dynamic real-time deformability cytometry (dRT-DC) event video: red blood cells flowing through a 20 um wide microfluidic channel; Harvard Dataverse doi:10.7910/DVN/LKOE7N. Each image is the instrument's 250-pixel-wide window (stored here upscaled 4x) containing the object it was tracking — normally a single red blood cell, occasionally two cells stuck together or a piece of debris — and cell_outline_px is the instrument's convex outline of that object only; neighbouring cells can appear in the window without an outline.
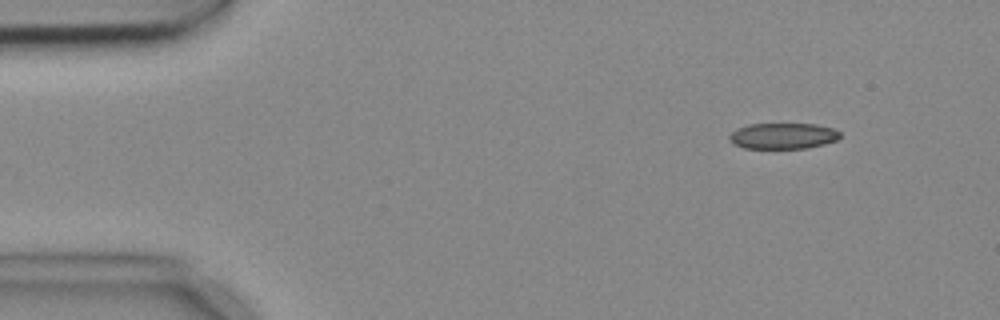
{"species": "common noctule bat (a hibernating species)", "species_latin": "Nyctalus noctula", "temperature_condition": "cold", "stored_images_in_passage": 7, "camera_frame_rate_fps": 3000, "um_per_image_px": 0.085, "animal": {"sex": "female", "body_mass_g": 18.4}, "frame": {"image": 1, "passage_image": 1, "time_ms": 0.0, "image_size_px": [1000, 320], "cell_outline_px": [[840, 136], [836, 140], [824, 144], [808, 148], [744, 148], [732, 144], [728, 140], [728, 136], [736, 128], [748, 124], [816, 124], [832, 128], [840, 132]], "centroid_in_image_um": [66.51, 11.55], "position_along_channel_um": 18.5, "area_um2": 16.82}}
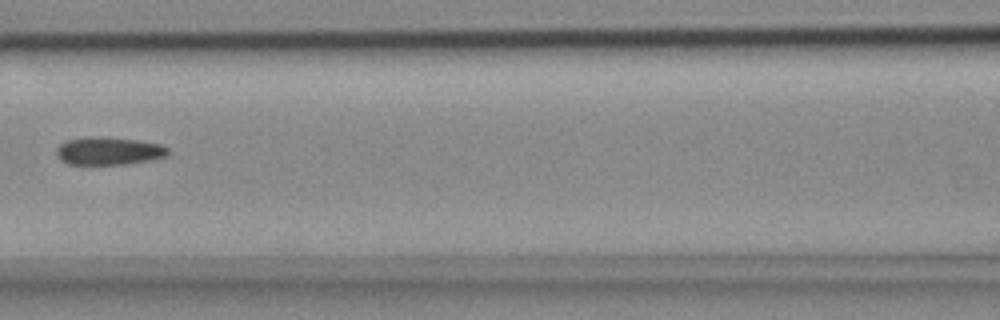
{"frame": {"image": 2, "passage_image": 6, "time_ms": 1.667, "image_size_px": [1000, 320], "cell_outline_px": [[168, 152], [164, 156], [148, 160], [128, 164], [68, 164], [60, 160], [56, 156], [56, 148], [60, 144], [68, 140], [88, 136], [92, 136], [136, 140], [160, 144], [168, 148]], "centroid_in_image_um": [9.18, 12.83], "position_along_channel_um": 157.4, "area_um2": 17.92}}
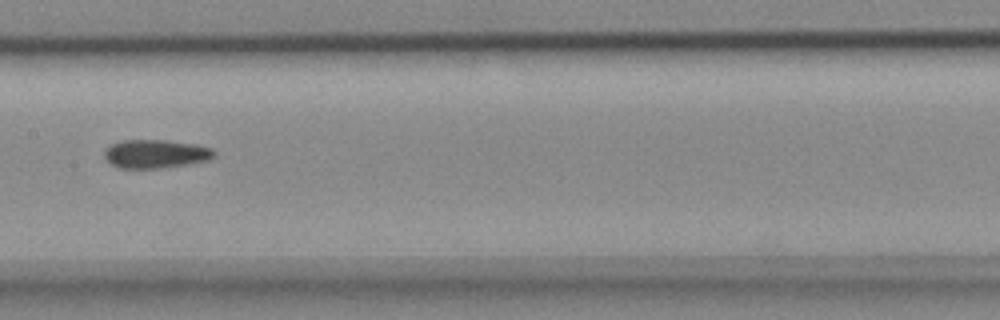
{"frame": {"image": 3, "passage_image": 7, "time_ms": 2.0, "image_size_px": [1000, 320], "cell_outline_px": [[216, 156], [208, 160], [188, 164], [160, 168], [120, 168], [104, 160], [104, 148], [108, 144], [120, 140], [164, 140], [196, 144], [212, 148], [216, 152]], "centroid_in_image_um": [13.19, 13.07], "position_along_channel_um": 194.2, "area_um2": 18.55}}